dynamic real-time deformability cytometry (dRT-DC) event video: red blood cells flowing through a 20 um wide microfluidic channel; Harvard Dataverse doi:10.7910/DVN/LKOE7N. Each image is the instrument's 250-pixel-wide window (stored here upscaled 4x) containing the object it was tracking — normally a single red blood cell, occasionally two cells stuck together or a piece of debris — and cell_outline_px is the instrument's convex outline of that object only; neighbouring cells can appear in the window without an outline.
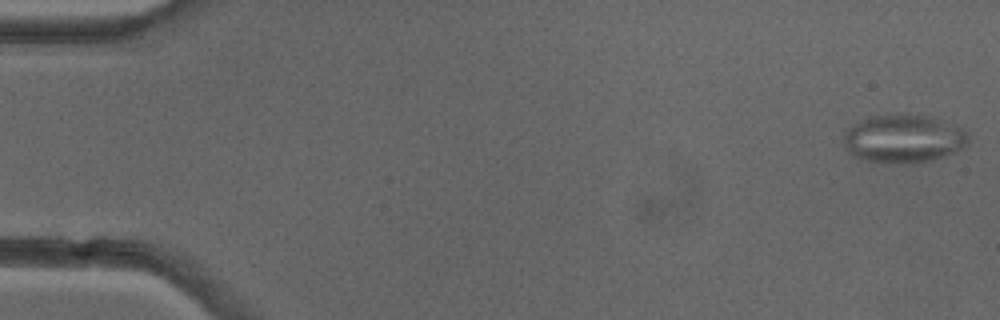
{"species": "common noctule bat (a hibernating species)", "species_latin": "Nyctalus noctula", "temperature_condition": "cold", "stored_images_in_passage": 51, "camera_frame_rate_fps": 3000, "um_per_image_px": 0.085, "animal": {"sex": "female"}, "frame": {"image": 1, "passage_image": 1, "time_ms": 0.0, "image_size_px": [1000, 320], "cell_outline_px": [[968, 144], [952, 152], [932, 160], [916, 164], [896, 164], [868, 160], [852, 156], [844, 148], [844, 132], [848, 128], [860, 120], [868, 116], [896, 112], [928, 116], [956, 124], [968, 132]], "centroid_in_image_um": [76.78, 11.77], "position_along_channel_um": 8.2, "area_um2": 35.78}}
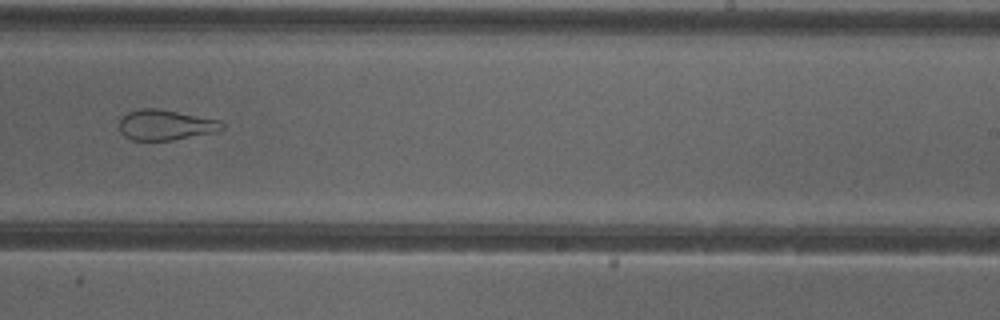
{"frame": {"image": 2, "passage_image": 32, "time_ms": 10.333, "image_size_px": [1000, 320], "cell_outline_px": [[224, 128], [220, 132], [172, 140], [132, 140], [124, 136], [120, 132], [120, 116], [128, 112], [140, 108], [160, 108], [220, 120], [224, 124]], "centroid_in_image_um": [14.1, 10.61], "position_along_channel_um": 274.9, "area_um2": 18.55}}
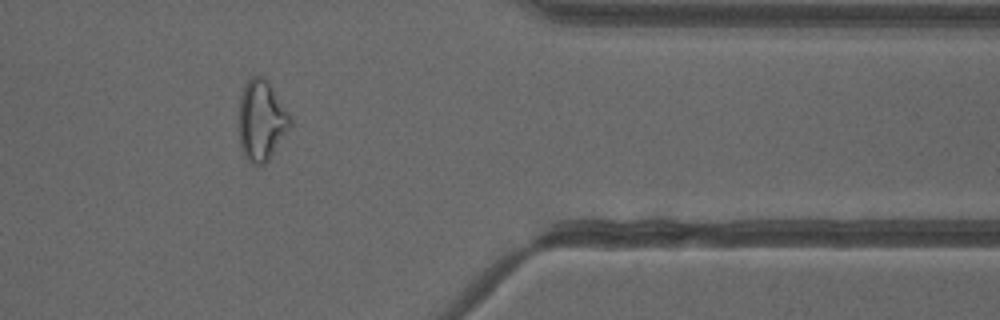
{"frame": {"image": 3, "passage_image": 42, "time_ms": 13.667, "image_size_px": [1000, 320], "cell_outline_px": [[292, 124], [268, 160], [264, 164], [252, 164], [244, 156], [240, 144], [240, 96], [244, 84], [252, 76], [264, 76], [268, 80], [292, 112]], "centroid_in_image_um": [22.27, 10.18], "position_along_channel_um": 389.1, "area_um2": 24.39}, "authors_computed_cell_mechanics": {"area_um2": 25.8944, "velocity_mm_per_s": 3.9919, "shape_relaxation_time_tau1_ms": null, "shape_relaxation_time_tau2_ms": 2.2795, "deformation_change_tau1": null, "deformation_change_tau2": 0.1068}}